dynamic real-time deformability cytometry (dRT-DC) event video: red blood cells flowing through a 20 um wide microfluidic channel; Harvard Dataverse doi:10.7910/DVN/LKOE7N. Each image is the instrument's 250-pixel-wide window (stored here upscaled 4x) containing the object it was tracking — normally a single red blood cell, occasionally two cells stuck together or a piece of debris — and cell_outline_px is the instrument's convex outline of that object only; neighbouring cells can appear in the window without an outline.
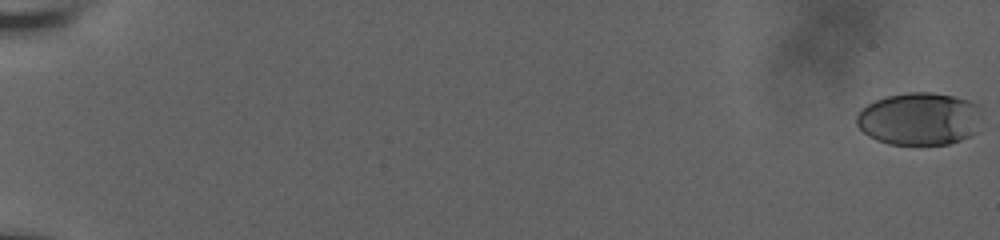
{"species": "human", "species_latin": "Homo sapiens", "temperature_condition": "room temperature", "stored_images_in_passage": 60, "camera_frame_rate_fps": 3000, "um_per_image_px": 0.085, "donor": {"sex": "male"}, "frame": {"image": 1, "passage_image": 1, "time_ms": 0.0, "image_size_px": [1000, 240], "cell_outline_px": [[984, 108], [976, 132], [960, 140], [948, 144], [888, 144], [876, 140], [868, 136], [856, 124], [856, 116], [868, 104], [884, 96], [908, 92], [932, 92], [952, 96], [968, 100], [980, 104]], "centroid_in_image_um": [78.19, 10.09], "position_along_channel_um": 6.8, "area_um2": 38.78}}
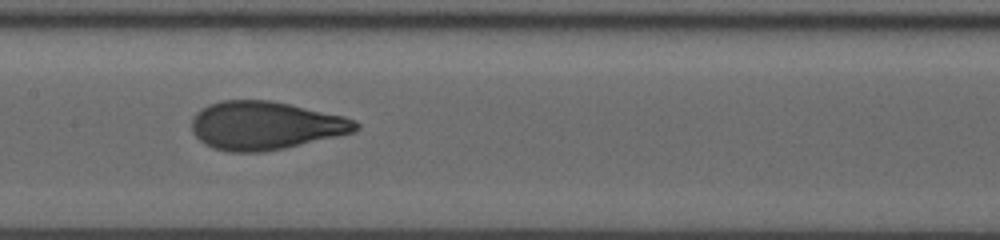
{"frame": {"image": 2, "passage_image": 34, "time_ms": 11.0, "image_size_px": [1000, 240], "cell_outline_px": [[360, 128], [352, 132], [284, 148], [264, 152], [228, 152], [212, 148], [204, 144], [192, 132], [192, 120], [196, 112], [200, 108], [208, 104], [220, 100], [272, 100], [344, 116], [356, 120], [360, 124]], "centroid_in_image_um": [22.51, 10.66], "position_along_channel_um": 184.9, "area_um2": 46.24}}
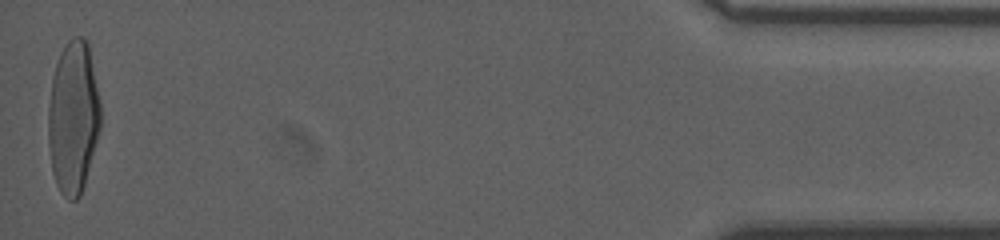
{"frame": {"image": 3, "passage_image": 60, "time_ms": 19.667, "image_size_px": [1000, 240], "cell_outline_px": [[100, 128], [84, 184], [80, 196], [76, 200], [68, 200], [60, 192], [56, 184], [52, 172], [48, 144], [48, 108], [52, 76], [60, 52], [68, 40], [72, 36], [84, 36], [88, 40], [100, 104]], "centroid_in_image_um": [6.21, 9.95], "position_along_channel_um": 429.0, "area_um2": 46.7}, "authors_computed_cell_mechanics": {"area_um2": 44.3326, "velocity_mm_per_s": 3.7588, "shape_relaxation_time_tau1_ms": 4.7235, "shape_relaxation_time_tau2_ms": 0.7809, "deformation_change_tau1": 0.2296, "deformation_change_tau2": 0.068}}